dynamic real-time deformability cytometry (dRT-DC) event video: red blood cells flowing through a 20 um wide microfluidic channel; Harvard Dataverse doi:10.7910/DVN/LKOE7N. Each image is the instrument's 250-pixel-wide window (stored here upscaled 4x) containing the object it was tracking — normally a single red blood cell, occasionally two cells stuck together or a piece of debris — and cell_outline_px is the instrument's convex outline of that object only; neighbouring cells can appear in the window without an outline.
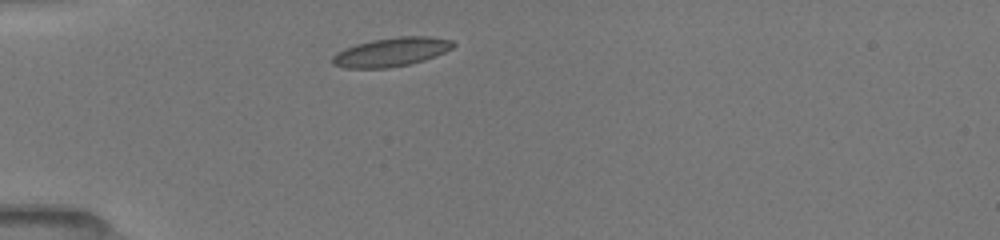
{"species": "common noctule bat (a hibernating species)", "species_latin": "Nyctalus noctula", "temperature_condition": "room temperature", "stored_images_in_passage": 12, "camera_frame_rate_fps": 3000, "um_per_image_px": 0.085, "animal": {"sex": "female", "body_mass_g": 19.5, "forearm_length_mm": 54.1}, "frame": {"image": 1, "passage_image": 1, "time_ms": 0.0, "image_size_px": [1000, 240], "cell_outline_px": [[456, 44], [452, 48], [436, 56], [424, 60], [408, 64], [388, 68], [344, 68], [332, 64], [332, 56], [336, 52], [344, 48], [356, 44], [372, 40], [400, 36], [432, 36], [452, 40]], "centroid_in_image_um": [33.25, 4.42], "position_along_channel_um": 51.7, "area_um2": 20.4}}
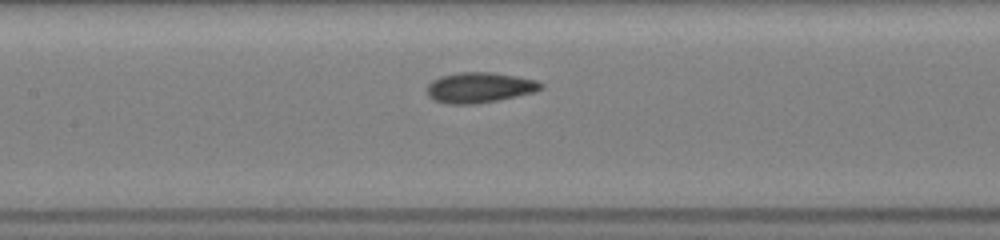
{"frame": {"image": 2, "passage_image": 6, "time_ms": 3.333, "image_size_px": [1000, 240], "cell_outline_px": [[544, 88], [536, 92], [476, 104], [448, 104], [432, 100], [428, 96], [428, 84], [432, 80], [440, 76], [460, 72], [492, 72], [516, 76], [536, 80], [544, 84]], "centroid_in_image_um": [40.76, 7.44], "position_along_channel_um": 166.6, "area_um2": 20.29}}
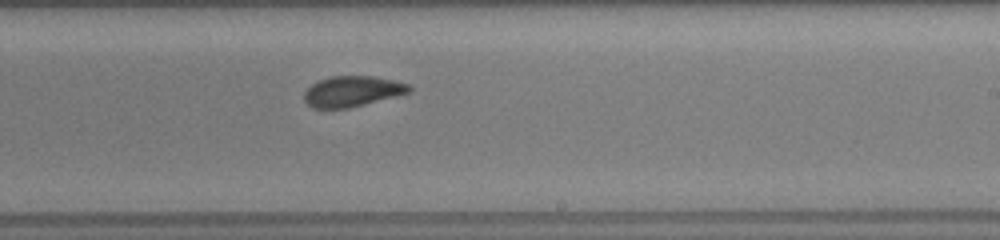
{"frame": {"image": 3, "passage_image": 12, "time_ms": 5.667, "image_size_px": [1000, 240], "cell_outline_px": [[412, 88], [408, 92], [364, 104], [348, 108], [312, 108], [304, 100], [304, 92], [312, 84], [320, 80], [332, 76], [372, 76], [392, 80], [408, 84]], "centroid_in_image_um": [29.89, 7.76], "position_along_channel_um": 259.1, "area_um2": 18.32}}